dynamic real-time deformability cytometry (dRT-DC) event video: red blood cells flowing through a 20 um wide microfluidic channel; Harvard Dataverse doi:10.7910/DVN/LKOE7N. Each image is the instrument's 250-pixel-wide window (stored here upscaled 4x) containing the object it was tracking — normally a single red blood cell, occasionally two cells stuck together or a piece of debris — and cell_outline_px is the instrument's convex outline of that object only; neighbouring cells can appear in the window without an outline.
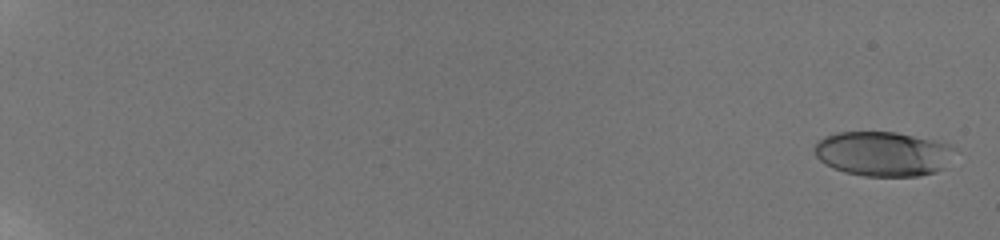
{"species": "human", "species_latin": "Homo sapiens", "temperature_condition": "room temperature", "stored_images_in_passage": 29, "camera_frame_rate_fps": 3000, "um_per_image_px": 0.085, "donor": {"sex": "male"}, "frame": {"image": 1, "passage_image": 2, "time_ms": 0.333, "image_size_px": [1000, 240], "cell_outline_px": [[956, 148], [944, 168], [936, 172], [920, 176], [864, 176], [844, 172], [832, 168], [824, 164], [816, 156], [812, 148], [824, 136], [836, 132], [896, 132], [932, 140], [948, 144]], "centroid_in_image_um": [75.02, 13.08], "position_along_channel_um": 10.0, "area_um2": 36.59}}
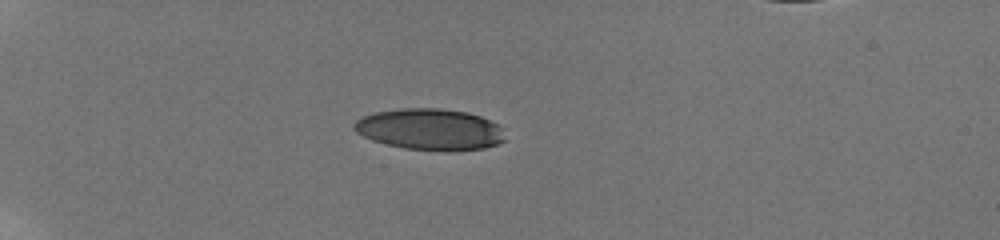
{"frame": {"image": 2, "passage_image": 15, "time_ms": 6.333, "image_size_px": [1000, 240], "cell_outline_px": [[504, 140], [496, 144], [484, 148], [448, 152], [444, 152], [404, 148], [372, 140], [356, 132], [352, 128], [352, 124], [356, 120], [364, 116], [376, 112], [400, 108], [440, 108], [468, 112], [480, 116], [500, 124], [504, 128]], "centroid_in_image_um": [36.58, 11.0], "position_along_channel_um": 48.4, "area_um2": 36.76}}
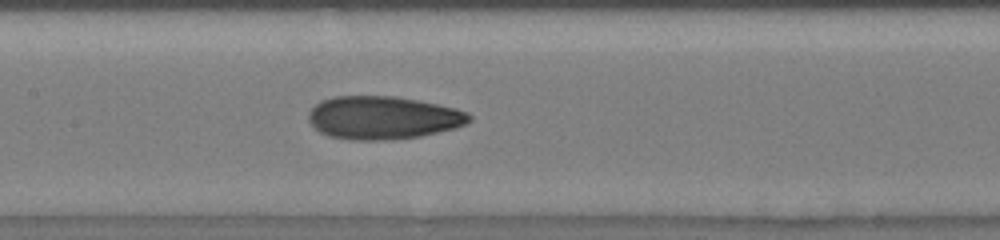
{"frame": {"image": 3, "passage_image": 26, "time_ms": 11.0, "image_size_px": [1000, 240], "cell_outline_px": [[472, 120], [456, 128], [420, 136], [396, 140], [352, 140], [328, 136], [320, 132], [308, 120], [308, 112], [320, 100], [332, 96], [396, 96], [456, 108], [468, 112], [472, 116]], "centroid_in_image_um": [32.55, 10.01], "position_along_channel_um": 174.9, "area_um2": 40.58}}